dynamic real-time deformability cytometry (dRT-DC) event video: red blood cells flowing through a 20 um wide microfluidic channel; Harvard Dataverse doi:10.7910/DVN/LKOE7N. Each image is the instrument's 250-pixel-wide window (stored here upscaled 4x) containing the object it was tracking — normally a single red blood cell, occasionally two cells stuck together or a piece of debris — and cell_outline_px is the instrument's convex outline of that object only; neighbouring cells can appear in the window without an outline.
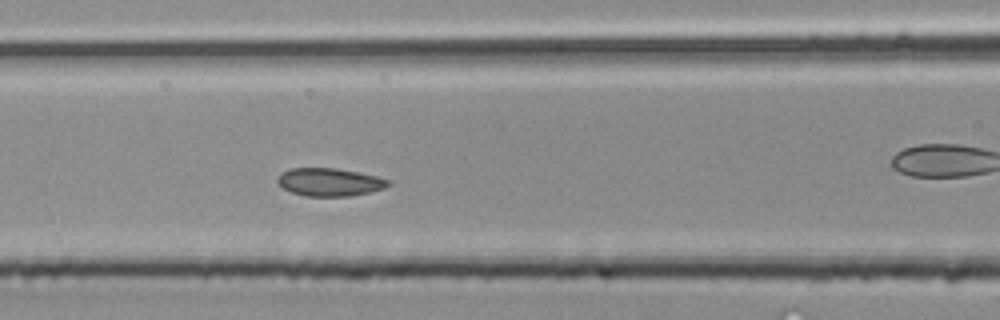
{"species": "common noctule bat (a hibernating species)", "species_latin": "Nyctalus noctula", "temperature_condition": "room temperature", "stored_images_in_passage": 34, "camera_frame_rate_fps": 3000, "um_per_image_px": 0.085, "animal": {"sex": "male", "body_mass_g": 20.4}, "frame": {"image": 1, "passage_image": 10, "time_ms": 3.0, "image_size_px": [1000, 320], "cell_outline_px": [[392, 184], [384, 188], [372, 192], [352, 196], [304, 196], [292, 192], [284, 188], [276, 180], [288, 168], [336, 168], [376, 176], [388, 180]], "centroid_in_image_um": [28.04, 15.48], "position_along_channel_um": 138.6, "area_um2": 17.92}}
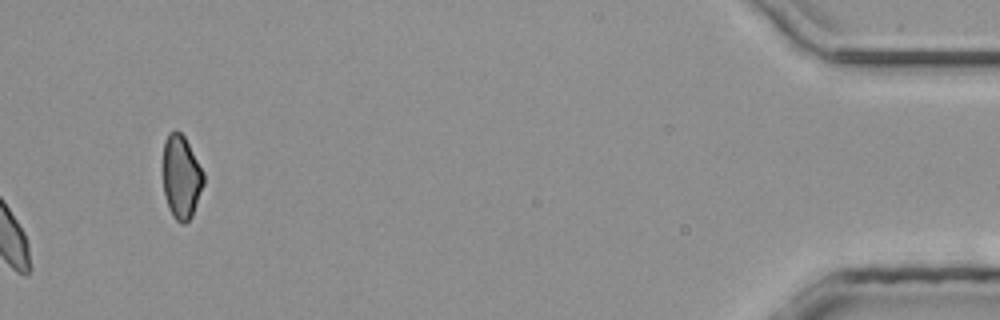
{"frame": {"image": 2, "passage_image": 34, "time_ms": 11.0, "image_size_px": [1000, 320], "cell_outline_px": [[204, 184], [192, 216], [184, 224], [180, 224], [172, 216], [168, 208], [164, 196], [164, 140], [168, 132], [176, 128], [184, 136], [204, 172]], "centroid_in_image_um": [15.41, 15.04], "position_along_channel_um": 419.8, "area_um2": 19.88}}